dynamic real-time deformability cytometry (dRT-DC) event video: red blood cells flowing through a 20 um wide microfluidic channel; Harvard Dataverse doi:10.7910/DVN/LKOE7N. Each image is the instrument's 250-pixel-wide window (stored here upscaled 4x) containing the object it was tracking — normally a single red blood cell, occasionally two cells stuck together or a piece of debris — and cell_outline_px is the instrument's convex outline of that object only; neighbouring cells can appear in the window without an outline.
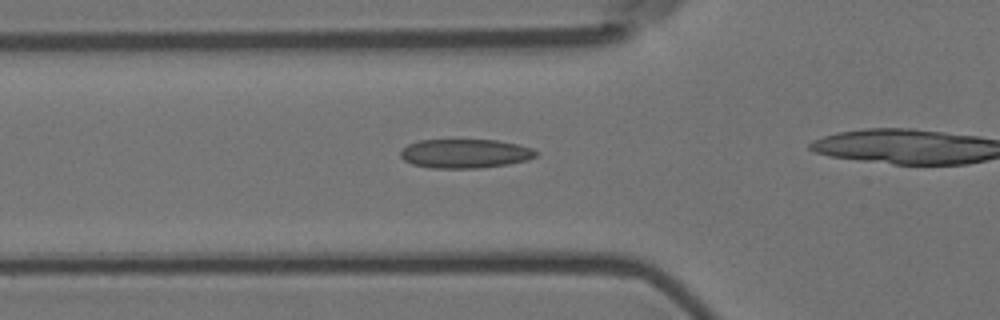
{"species": "Egyptian fruit bat (a non-hibernating species)", "species_latin": "Rousettus aegyptiacus", "temperature_condition": "room temperature", "stored_images_in_passage": 38, "camera_frame_rate_fps": 3000, "um_per_image_px": 0.085, "animal": {"sex": "female"}, "frame": {"image": 1, "passage_image": 12, "time_ms": 3.667, "image_size_px": [1000, 320], "cell_outline_px": [[540, 152], [536, 156], [528, 160], [508, 164], [480, 168], [432, 168], [412, 164], [404, 160], [400, 156], [400, 152], [408, 144], [420, 140], [496, 140], [516, 144], [532, 148]], "centroid_in_image_um": [39.55, 13.05], "position_along_channel_um": 86.3, "area_um2": 22.95}}
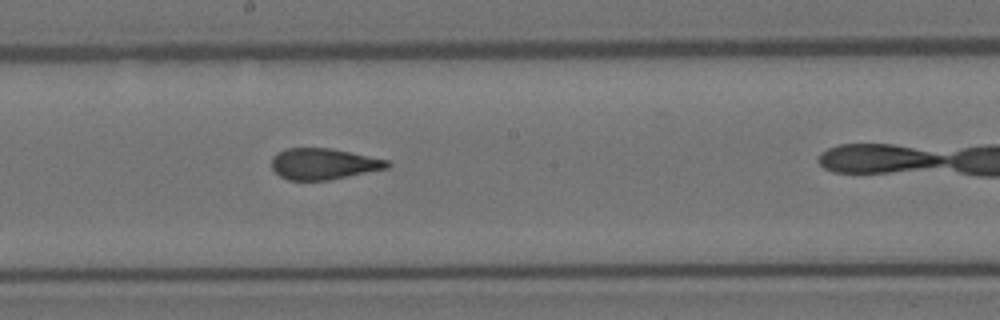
{"frame": {"image": 2, "passage_image": 23, "time_ms": 7.333, "image_size_px": [1000, 320], "cell_outline_px": [[392, 164], [388, 168], [328, 180], [288, 180], [280, 176], [272, 168], [272, 156], [276, 152], [288, 148], [328, 148], [388, 160]], "centroid_in_image_um": [27.47, 13.93], "position_along_channel_um": 220.7, "area_um2": 20.81}}
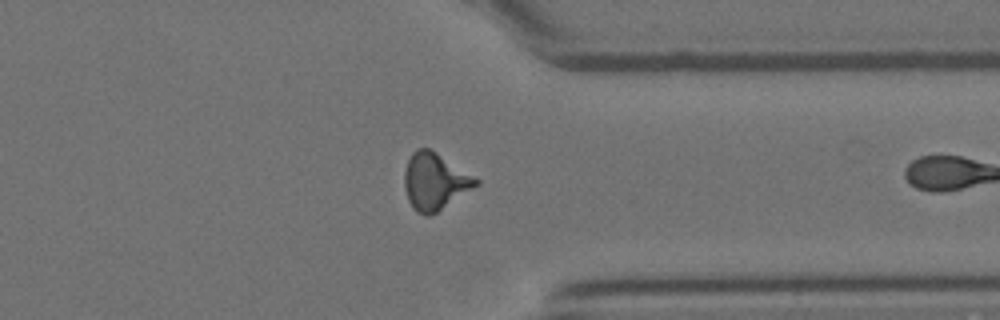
{"frame": {"image": 3, "passage_image": 36, "time_ms": 11.667, "image_size_px": [1000, 320], "cell_outline_px": [[480, 184], [436, 212], [428, 216], [424, 216], [416, 212], [412, 208], [408, 200], [404, 188], [404, 172], [408, 160], [412, 152], [416, 148], [428, 148], [436, 152], [480, 180]], "centroid_in_image_um": [36.93, 15.43], "position_along_channel_um": 374.5, "area_um2": 23.58}}